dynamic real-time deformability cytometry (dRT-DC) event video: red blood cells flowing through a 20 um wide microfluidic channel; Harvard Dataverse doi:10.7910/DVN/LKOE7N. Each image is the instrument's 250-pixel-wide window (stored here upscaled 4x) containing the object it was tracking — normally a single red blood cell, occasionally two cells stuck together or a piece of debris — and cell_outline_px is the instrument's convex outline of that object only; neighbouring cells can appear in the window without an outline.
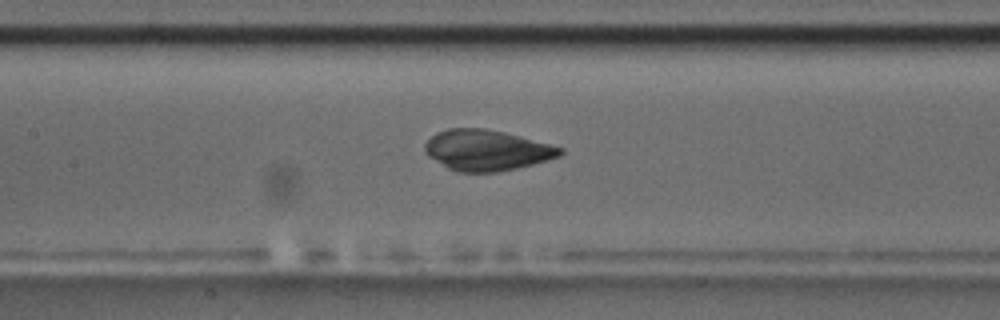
{"species": "common noctule bat (a hibernating species)", "species_latin": "Nyctalus noctula", "temperature_condition": "room temperature", "stored_images_in_passage": 51, "camera_frame_rate_fps": 3000, "um_per_image_px": 0.085, "animal": {"sex": "male", "body_mass_g": 17.5, "forearm_length_mm": 52.3}, "frame": {"image": 1, "passage_image": 22, "time_ms": 7.0, "image_size_px": [1000, 320], "cell_outline_px": [[564, 152], [560, 156], [548, 160], [516, 168], [496, 172], [456, 172], [448, 168], [428, 156], [424, 152], [424, 144], [436, 132], [448, 128], [484, 128], [504, 132], [564, 148]], "centroid_in_image_um": [41.35, 12.77], "position_along_channel_um": 166.1, "area_um2": 32.02}}